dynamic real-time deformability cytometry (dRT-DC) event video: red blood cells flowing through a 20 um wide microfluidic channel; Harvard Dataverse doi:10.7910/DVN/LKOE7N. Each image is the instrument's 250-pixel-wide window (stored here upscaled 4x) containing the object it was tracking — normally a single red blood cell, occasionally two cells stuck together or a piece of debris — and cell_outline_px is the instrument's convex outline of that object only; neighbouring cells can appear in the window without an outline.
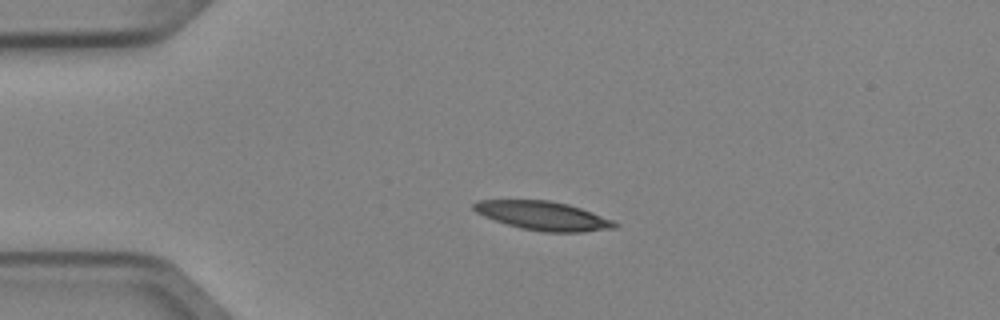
{"species": "Egyptian fruit bat (a non-hibernating species)", "species_latin": "Rousettus aegyptiacus", "temperature_condition": "cold", "stored_images_in_passage": 3, "camera_frame_rate_fps": 3000, "um_per_image_px": 0.085, "animal": {"sex": "female"}, "frame": {"image": 1, "passage_image": 2, "time_ms": 0.333, "image_size_px": [1000, 320], "cell_outline_px": [[620, 224], [616, 228], [584, 232], [544, 232], [520, 228], [484, 216], [476, 212], [472, 208], [472, 204], [476, 200], [548, 200], [568, 204], [592, 212], [612, 220]], "centroid_in_image_um": [46.17, 18.34], "position_along_channel_um": 38.8, "area_um2": 23.64}}